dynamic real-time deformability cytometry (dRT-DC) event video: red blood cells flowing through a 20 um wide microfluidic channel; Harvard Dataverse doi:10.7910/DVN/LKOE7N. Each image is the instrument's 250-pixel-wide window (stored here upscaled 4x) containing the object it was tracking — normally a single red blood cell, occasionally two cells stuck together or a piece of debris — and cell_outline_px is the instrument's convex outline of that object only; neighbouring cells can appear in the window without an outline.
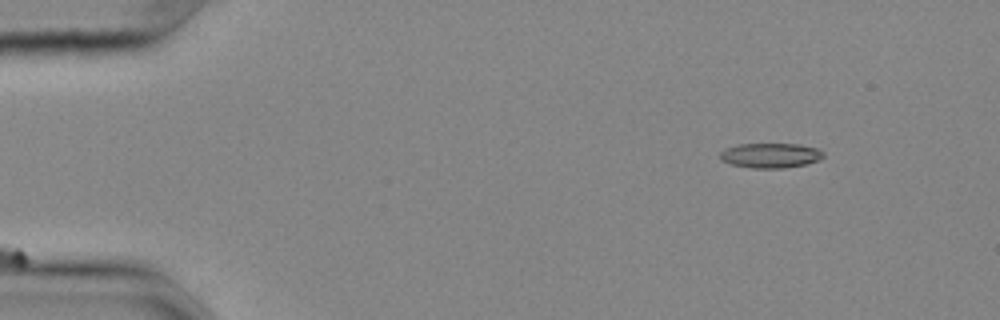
{"species": "common noctule bat (a hibernating species)", "species_latin": "Nyctalus noctula", "temperature_condition": "cold", "stored_images_in_passage": 8, "camera_frame_rate_fps": 3000, "um_per_image_px": 0.085, "animal": {"sex": "female", "body_mass_g": 25.1}, "frame": {"image": 1, "passage_image": 8, "time_ms": 2.333, "image_size_px": [1000, 320], "cell_outline_px": [[824, 156], [820, 160], [804, 164], [784, 168], [752, 168], [732, 164], [720, 160], [720, 152], [724, 148], [740, 144], [800, 144], [820, 148], [824, 152]], "centroid_in_image_um": [65.52, 13.2], "position_along_channel_um": 19.5, "area_um2": 15.09}}